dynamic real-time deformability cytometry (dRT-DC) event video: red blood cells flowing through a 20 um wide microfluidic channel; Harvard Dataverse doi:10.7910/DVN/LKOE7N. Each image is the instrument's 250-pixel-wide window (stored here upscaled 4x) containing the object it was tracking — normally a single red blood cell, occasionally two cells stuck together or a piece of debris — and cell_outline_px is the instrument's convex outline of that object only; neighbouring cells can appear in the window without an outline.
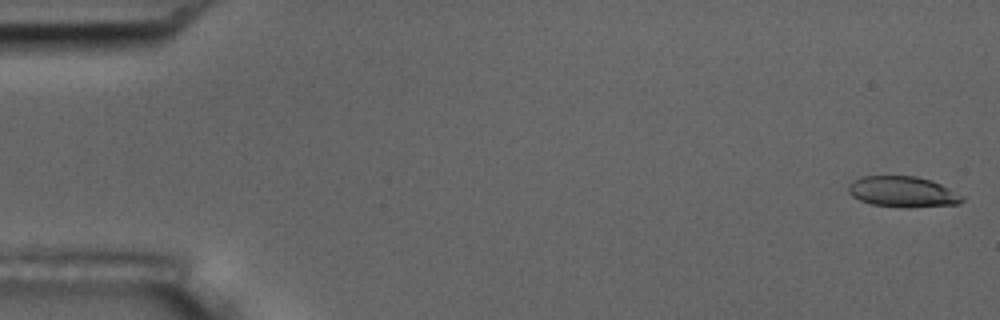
{"species": "common noctule bat (a hibernating species)", "species_latin": "Nyctalus noctula", "temperature_condition": "room temperature", "stored_images_in_passage": 55, "camera_frame_rate_fps": 3000, "um_per_image_px": 0.085, "animal": {"sex": "male", "body_mass_g": 17.5, "forearm_length_mm": 52.3}, "frame": {"image": 1, "passage_image": 1, "time_ms": 0.0, "image_size_px": [1000, 320], "cell_outline_px": [[964, 200], [960, 204], [872, 204], [860, 200], [852, 196], [848, 192], [848, 184], [852, 180], [860, 176], [916, 176], [932, 180], [964, 196]], "centroid_in_image_um": [76.67, 16.22], "position_along_channel_um": 8.3, "area_um2": 19.31}}
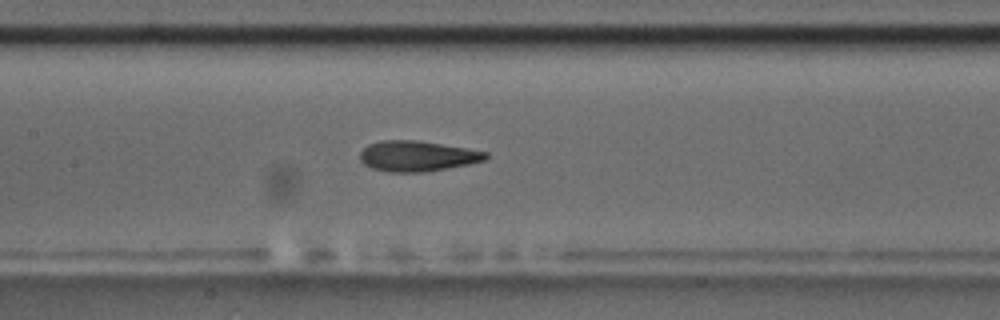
{"frame": {"image": 2, "passage_image": 26, "time_ms": 8.333, "image_size_px": [1000, 320], "cell_outline_px": [[488, 156], [484, 160], [468, 164], [424, 172], [388, 172], [372, 168], [364, 164], [360, 160], [360, 152], [368, 144], [384, 140], [416, 140], [488, 152]], "centroid_in_image_um": [35.42, 13.27], "position_along_channel_um": 172.0, "area_um2": 22.08}}
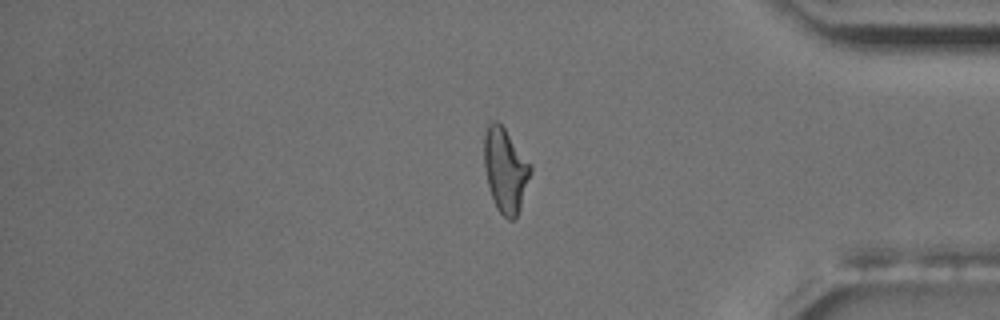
{"frame": {"image": 3, "passage_image": 46, "time_ms": 15.0, "image_size_px": [1000, 320], "cell_outline_px": [[532, 172], [520, 208], [516, 216], [512, 220], [508, 220], [496, 208], [488, 184], [484, 168], [484, 132], [488, 124], [492, 120], [496, 120], [504, 128], [532, 164]], "centroid_in_image_um": [42.96, 14.44], "position_along_channel_um": 392.2, "area_um2": 22.83}, "authors_computed_cell_mechanics": {"area_um2": 22.0218, "velocity_mm_per_s": 3.6654, "shape_relaxation_time_tau1_ms": 8.5543, "shape_relaxation_time_tau2_ms": 2.0359, "deformation_change_tau1": 0.2261, "deformation_change_tau2": 0.0989}}